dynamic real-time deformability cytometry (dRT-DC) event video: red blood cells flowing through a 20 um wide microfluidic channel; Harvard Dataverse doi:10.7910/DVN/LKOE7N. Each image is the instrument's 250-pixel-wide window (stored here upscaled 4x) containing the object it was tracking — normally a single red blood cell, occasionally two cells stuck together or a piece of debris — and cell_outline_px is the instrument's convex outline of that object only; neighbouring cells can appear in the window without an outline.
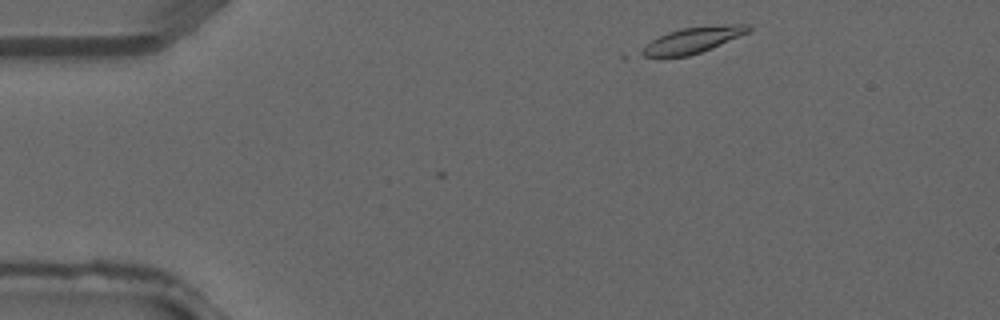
{"species": "common noctule bat (a hibernating species)", "species_latin": "Nyctalus noctula", "temperature_condition": "warm", "stored_images_in_passage": 3, "camera_frame_rate_fps": 3000, "um_per_image_px": 0.085, "animal": {"sex": "male", "forearm_length_mm": 52.5}, "frame": {"image": 1, "passage_image": 1, "time_ms": 0.0, "image_size_px": [1000, 320], "cell_outline_px": [[752, 28], [748, 32], [712, 48], [688, 56], [624, 60], [620, 56], [668, 32], [680, 28], [720, 24], [748, 24]], "centroid_in_image_um": [58.43, 3.52], "position_along_channel_um": 26.6, "area_um2": 17.8}}
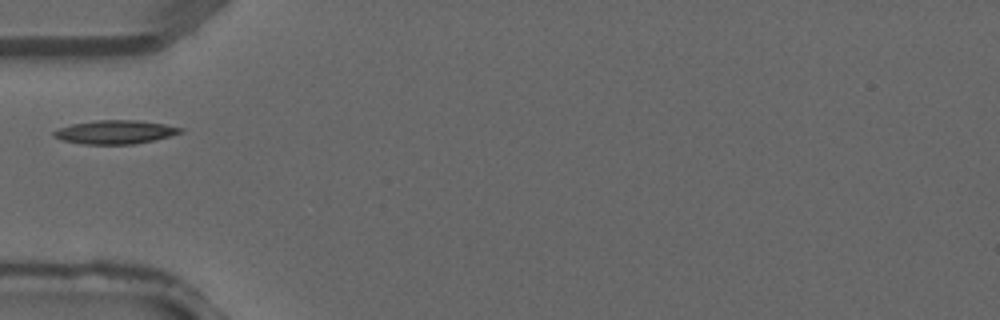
{"frame": {"image": 2, "passage_image": 3, "time_ms": 0.667, "image_size_px": [1000, 320], "cell_outline_px": [[184, 132], [152, 140], [132, 144], [84, 144], [60, 140], [52, 136], [52, 132], [60, 128], [72, 124], [96, 120], [136, 120], [164, 124], [184, 128]], "centroid_in_image_um": [9.76, 11.22], "position_along_channel_um": 75.2, "area_um2": 17.34}}